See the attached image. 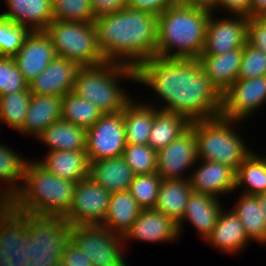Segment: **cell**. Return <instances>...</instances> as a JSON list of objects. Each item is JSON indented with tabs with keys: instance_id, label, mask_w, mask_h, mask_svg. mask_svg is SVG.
Wrapping results in <instances>:
<instances>
[{
	"instance_id": "6da1fadb",
	"label": "cell",
	"mask_w": 266,
	"mask_h": 266,
	"mask_svg": "<svg viewBox=\"0 0 266 266\" xmlns=\"http://www.w3.org/2000/svg\"><path fill=\"white\" fill-rule=\"evenodd\" d=\"M136 84L153 91L164 105H156L157 99L142 101L160 111L180 114L190 122L220 116L222 93L198 59L154 56L136 67Z\"/></svg>"
},
{
	"instance_id": "7a4b0ae2",
	"label": "cell",
	"mask_w": 266,
	"mask_h": 266,
	"mask_svg": "<svg viewBox=\"0 0 266 266\" xmlns=\"http://www.w3.org/2000/svg\"><path fill=\"white\" fill-rule=\"evenodd\" d=\"M105 61L137 67L156 56L158 15L125 7L94 19Z\"/></svg>"
},
{
	"instance_id": "3957f363",
	"label": "cell",
	"mask_w": 266,
	"mask_h": 266,
	"mask_svg": "<svg viewBox=\"0 0 266 266\" xmlns=\"http://www.w3.org/2000/svg\"><path fill=\"white\" fill-rule=\"evenodd\" d=\"M211 13L186 4L166 8L158 15L156 56L198 59L205 47Z\"/></svg>"
},
{
	"instance_id": "277c9868",
	"label": "cell",
	"mask_w": 266,
	"mask_h": 266,
	"mask_svg": "<svg viewBox=\"0 0 266 266\" xmlns=\"http://www.w3.org/2000/svg\"><path fill=\"white\" fill-rule=\"evenodd\" d=\"M75 188L76 182L59 178L36 160H28L11 204L28 215L63 217L71 207Z\"/></svg>"
},
{
	"instance_id": "5b68a950",
	"label": "cell",
	"mask_w": 266,
	"mask_h": 266,
	"mask_svg": "<svg viewBox=\"0 0 266 266\" xmlns=\"http://www.w3.org/2000/svg\"><path fill=\"white\" fill-rule=\"evenodd\" d=\"M123 80L136 84V68L111 61L80 66L72 92L96 105L103 114L118 113L133 99L121 85Z\"/></svg>"
},
{
	"instance_id": "8992f818",
	"label": "cell",
	"mask_w": 266,
	"mask_h": 266,
	"mask_svg": "<svg viewBox=\"0 0 266 266\" xmlns=\"http://www.w3.org/2000/svg\"><path fill=\"white\" fill-rule=\"evenodd\" d=\"M242 122L221 115L191 122L196 134L197 159L226 164L236 171L253 151L238 128Z\"/></svg>"
},
{
	"instance_id": "52a82bcc",
	"label": "cell",
	"mask_w": 266,
	"mask_h": 266,
	"mask_svg": "<svg viewBox=\"0 0 266 266\" xmlns=\"http://www.w3.org/2000/svg\"><path fill=\"white\" fill-rule=\"evenodd\" d=\"M71 241V225L63 217L28 215L25 266H58Z\"/></svg>"
},
{
	"instance_id": "ba28073f",
	"label": "cell",
	"mask_w": 266,
	"mask_h": 266,
	"mask_svg": "<svg viewBox=\"0 0 266 266\" xmlns=\"http://www.w3.org/2000/svg\"><path fill=\"white\" fill-rule=\"evenodd\" d=\"M53 43L57 56L79 66H94L105 62L97 44L94 22L52 20L44 29Z\"/></svg>"
},
{
	"instance_id": "9c48e42d",
	"label": "cell",
	"mask_w": 266,
	"mask_h": 266,
	"mask_svg": "<svg viewBox=\"0 0 266 266\" xmlns=\"http://www.w3.org/2000/svg\"><path fill=\"white\" fill-rule=\"evenodd\" d=\"M71 240L93 266H129L123 237L101 225L71 226ZM125 251V252H124ZM125 257V258H124Z\"/></svg>"
},
{
	"instance_id": "30bf717a",
	"label": "cell",
	"mask_w": 266,
	"mask_h": 266,
	"mask_svg": "<svg viewBox=\"0 0 266 266\" xmlns=\"http://www.w3.org/2000/svg\"><path fill=\"white\" fill-rule=\"evenodd\" d=\"M111 193L89 176L76 183L71 207L63 218L71 226L101 225L104 221Z\"/></svg>"
},
{
	"instance_id": "8fae6325",
	"label": "cell",
	"mask_w": 266,
	"mask_h": 266,
	"mask_svg": "<svg viewBox=\"0 0 266 266\" xmlns=\"http://www.w3.org/2000/svg\"><path fill=\"white\" fill-rule=\"evenodd\" d=\"M126 144L123 111L103 114L86 130V153L89 162L120 157Z\"/></svg>"
},
{
	"instance_id": "7c38bea8",
	"label": "cell",
	"mask_w": 266,
	"mask_h": 266,
	"mask_svg": "<svg viewBox=\"0 0 266 266\" xmlns=\"http://www.w3.org/2000/svg\"><path fill=\"white\" fill-rule=\"evenodd\" d=\"M266 104V76L237 79L222 94L220 115L226 119L247 121ZM255 113V114H254Z\"/></svg>"
},
{
	"instance_id": "4fadbf2b",
	"label": "cell",
	"mask_w": 266,
	"mask_h": 266,
	"mask_svg": "<svg viewBox=\"0 0 266 266\" xmlns=\"http://www.w3.org/2000/svg\"><path fill=\"white\" fill-rule=\"evenodd\" d=\"M196 162V134L189 127L157 152V173L162 179L189 180Z\"/></svg>"
},
{
	"instance_id": "5bb4252c",
	"label": "cell",
	"mask_w": 266,
	"mask_h": 266,
	"mask_svg": "<svg viewBox=\"0 0 266 266\" xmlns=\"http://www.w3.org/2000/svg\"><path fill=\"white\" fill-rule=\"evenodd\" d=\"M216 15L212 12L209 16L205 47L201 55H220L244 48L247 44L248 18L235 15H225L222 18Z\"/></svg>"
},
{
	"instance_id": "9a60e30c",
	"label": "cell",
	"mask_w": 266,
	"mask_h": 266,
	"mask_svg": "<svg viewBox=\"0 0 266 266\" xmlns=\"http://www.w3.org/2000/svg\"><path fill=\"white\" fill-rule=\"evenodd\" d=\"M28 214L10 204L0 212V266H25Z\"/></svg>"
},
{
	"instance_id": "2e32d148",
	"label": "cell",
	"mask_w": 266,
	"mask_h": 266,
	"mask_svg": "<svg viewBox=\"0 0 266 266\" xmlns=\"http://www.w3.org/2000/svg\"><path fill=\"white\" fill-rule=\"evenodd\" d=\"M179 238L177 223L154 208L143 209L123 237L125 248L129 247L133 240L151 244H173L174 241L180 240Z\"/></svg>"
},
{
	"instance_id": "e0dca14e",
	"label": "cell",
	"mask_w": 266,
	"mask_h": 266,
	"mask_svg": "<svg viewBox=\"0 0 266 266\" xmlns=\"http://www.w3.org/2000/svg\"><path fill=\"white\" fill-rule=\"evenodd\" d=\"M235 175L236 171L229 165L197 159L189 180L193 192L222 199L235 193Z\"/></svg>"
},
{
	"instance_id": "ac0fdd59",
	"label": "cell",
	"mask_w": 266,
	"mask_h": 266,
	"mask_svg": "<svg viewBox=\"0 0 266 266\" xmlns=\"http://www.w3.org/2000/svg\"><path fill=\"white\" fill-rule=\"evenodd\" d=\"M56 56L53 43L45 31H31L13 58L29 84Z\"/></svg>"
},
{
	"instance_id": "d6986e66",
	"label": "cell",
	"mask_w": 266,
	"mask_h": 266,
	"mask_svg": "<svg viewBox=\"0 0 266 266\" xmlns=\"http://www.w3.org/2000/svg\"><path fill=\"white\" fill-rule=\"evenodd\" d=\"M79 67L74 61L56 56L46 69L28 84L29 90L33 95L64 96L73 90Z\"/></svg>"
},
{
	"instance_id": "ffe728a7",
	"label": "cell",
	"mask_w": 266,
	"mask_h": 266,
	"mask_svg": "<svg viewBox=\"0 0 266 266\" xmlns=\"http://www.w3.org/2000/svg\"><path fill=\"white\" fill-rule=\"evenodd\" d=\"M224 207L221 199L214 196L192 192L181 220L177 223L179 237L183 233L186 221L197 230L203 241L214 229L220 211Z\"/></svg>"
},
{
	"instance_id": "44dd1931",
	"label": "cell",
	"mask_w": 266,
	"mask_h": 266,
	"mask_svg": "<svg viewBox=\"0 0 266 266\" xmlns=\"http://www.w3.org/2000/svg\"><path fill=\"white\" fill-rule=\"evenodd\" d=\"M222 208L217 218L216 225L204 242L218 251L228 255L240 254L252 241L245 233L244 226L238 216Z\"/></svg>"
},
{
	"instance_id": "7402d4cb",
	"label": "cell",
	"mask_w": 266,
	"mask_h": 266,
	"mask_svg": "<svg viewBox=\"0 0 266 266\" xmlns=\"http://www.w3.org/2000/svg\"><path fill=\"white\" fill-rule=\"evenodd\" d=\"M7 9L0 15L30 31H44L53 20L52 0H1Z\"/></svg>"
},
{
	"instance_id": "603a6c76",
	"label": "cell",
	"mask_w": 266,
	"mask_h": 266,
	"mask_svg": "<svg viewBox=\"0 0 266 266\" xmlns=\"http://www.w3.org/2000/svg\"><path fill=\"white\" fill-rule=\"evenodd\" d=\"M62 99L63 96L32 94L23 127L18 133L36 139L47 127L61 120Z\"/></svg>"
},
{
	"instance_id": "cb8c5ba5",
	"label": "cell",
	"mask_w": 266,
	"mask_h": 266,
	"mask_svg": "<svg viewBox=\"0 0 266 266\" xmlns=\"http://www.w3.org/2000/svg\"><path fill=\"white\" fill-rule=\"evenodd\" d=\"M43 157L36 159V161L48 172L59 178L77 183L89 176L90 162L86 150L47 151Z\"/></svg>"
},
{
	"instance_id": "d4e9b609",
	"label": "cell",
	"mask_w": 266,
	"mask_h": 266,
	"mask_svg": "<svg viewBox=\"0 0 266 266\" xmlns=\"http://www.w3.org/2000/svg\"><path fill=\"white\" fill-rule=\"evenodd\" d=\"M242 54L243 48H238L220 55L199 56L205 74L222 94L238 79Z\"/></svg>"
},
{
	"instance_id": "484cf974",
	"label": "cell",
	"mask_w": 266,
	"mask_h": 266,
	"mask_svg": "<svg viewBox=\"0 0 266 266\" xmlns=\"http://www.w3.org/2000/svg\"><path fill=\"white\" fill-rule=\"evenodd\" d=\"M89 177L114 193L129 190L135 174L120 156L90 162Z\"/></svg>"
},
{
	"instance_id": "4316f807",
	"label": "cell",
	"mask_w": 266,
	"mask_h": 266,
	"mask_svg": "<svg viewBox=\"0 0 266 266\" xmlns=\"http://www.w3.org/2000/svg\"><path fill=\"white\" fill-rule=\"evenodd\" d=\"M142 210L129 190L111 193L107 215L101 226L124 237Z\"/></svg>"
},
{
	"instance_id": "83f0119b",
	"label": "cell",
	"mask_w": 266,
	"mask_h": 266,
	"mask_svg": "<svg viewBox=\"0 0 266 266\" xmlns=\"http://www.w3.org/2000/svg\"><path fill=\"white\" fill-rule=\"evenodd\" d=\"M155 117V106L132 99L123 110L127 144L146 145Z\"/></svg>"
},
{
	"instance_id": "f1b7e54d",
	"label": "cell",
	"mask_w": 266,
	"mask_h": 266,
	"mask_svg": "<svg viewBox=\"0 0 266 266\" xmlns=\"http://www.w3.org/2000/svg\"><path fill=\"white\" fill-rule=\"evenodd\" d=\"M36 139L48 151L86 150V129L63 120L51 124Z\"/></svg>"
},
{
	"instance_id": "f546056e",
	"label": "cell",
	"mask_w": 266,
	"mask_h": 266,
	"mask_svg": "<svg viewBox=\"0 0 266 266\" xmlns=\"http://www.w3.org/2000/svg\"><path fill=\"white\" fill-rule=\"evenodd\" d=\"M192 192L190 180L162 179L154 209L178 223Z\"/></svg>"
},
{
	"instance_id": "4dcf8cb0",
	"label": "cell",
	"mask_w": 266,
	"mask_h": 266,
	"mask_svg": "<svg viewBox=\"0 0 266 266\" xmlns=\"http://www.w3.org/2000/svg\"><path fill=\"white\" fill-rule=\"evenodd\" d=\"M191 122L180 114L160 111L155 106V117L148 145L156 152L165 148L190 127Z\"/></svg>"
},
{
	"instance_id": "1f68e13d",
	"label": "cell",
	"mask_w": 266,
	"mask_h": 266,
	"mask_svg": "<svg viewBox=\"0 0 266 266\" xmlns=\"http://www.w3.org/2000/svg\"><path fill=\"white\" fill-rule=\"evenodd\" d=\"M261 154V155H260ZM244 187V188H243ZM257 195L266 192V155L253 150L238 167L235 175V191Z\"/></svg>"
},
{
	"instance_id": "d6a6232c",
	"label": "cell",
	"mask_w": 266,
	"mask_h": 266,
	"mask_svg": "<svg viewBox=\"0 0 266 266\" xmlns=\"http://www.w3.org/2000/svg\"><path fill=\"white\" fill-rule=\"evenodd\" d=\"M14 149L0 142V189L10 198L20 189L29 160Z\"/></svg>"
},
{
	"instance_id": "836d02e7",
	"label": "cell",
	"mask_w": 266,
	"mask_h": 266,
	"mask_svg": "<svg viewBox=\"0 0 266 266\" xmlns=\"http://www.w3.org/2000/svg\"><path fill=\"white\" fill-rule=\"evenodd\" d=\"M239 194L240 197L237 195V200L230 209L241 220L248 238L258 243L264 235V212L256 195Z\"/></svg>"
},
{
	"instance_id": "e575fe53",
	"label": "cell",
	"mask_w": 266,
	"mask_h": 266,
	"mask_svg": "<svg viewBox=\"0 0 266 266\" xmlns=\"http://www.w3.org/2000/svg\"><path fill=\"white\" fill-rule=\"evenodd\" d=\"M103 115L98 107L74 92L63 96L61 120L84 129L91 128Z\"/></svg>"
},
{
	"instance_id": "d590c367",
	"label": "cell",
	"mask_w": 266,
	"mask_h": 266,
	"mask_svg": "<svg viewBox=\"0 0 266 266\" xmlns=\"http://www.w3.org/2000/svg\"><path fill=\"white\" fill-rule=\"evenodd\" d=\"M31 96L29 87L17 93L0 95V128L4 123L17 132L23 127Z\"/></svg>"
},
{
	"instance_id": "8d00e7d4",
	"label": "cell",
	"mask_w": 266,
	"mask_h": 266,
	"mask_svg": "<svg viewBox=\"0 0 266 266\" xmlns=\"http://www.w3.org/2000/svg\"><path fill=\"white\" fill-rule=\"evenodd\" d=\"M122 158L130 166L135 175L157 172V152L148 144H126Z\"/></svg>"
},
{
	"instance_id": "74e56055",
	"label": "cell",
	"mask_w": 266,
	"mask_h": 266,
	"mask_svg": "<svg viewBox=\"0 0 266 266\" xmlns=\"http://www.w3.org/2000/svg\"><path fill=\"white\" fill-rule=\"evenodd\" d=\"M161 181L162 178L157 172L135 175L130 184L129 191L142 209L155 207Z\"/></svg>"
},
{
	"instance_id": "f35d334b",
	"label": "cell",
	"mask_w": 266,
	"mask_h": 266,
	"mask_svg": "<svg viewBox=\"0 0 266 266\" xmlns=\"http://www.w3.org/2000/svg\"><path fill=\"white\" fill-rule=\"evenodd\" d=\"M53 19L73 22H94L90 0H52Z\"/></svg>"
},
{
	"instance_id": "ab89813d",
	"label": "cell",
	"mask_w": 266,
	"mask_h": 266,
	"mask_svg": "<svg viewBox=\"0 0 266 266\" xmlns=\"http://www.w3.org/2000/svg\"><path fill=\"white\" fill-rule=\"evenodd\" d=\"M31 31L0 15V57H14Z\"/></svg>"
},
{
	"instance_id": "60d3db41",
	"label": "cell",
	"mask_w": 266,
	"mask_h": 266,
	"mask_svg": "<svg viewBox=\"0 0 266 266\" xmlns=\"http://www.w3.org/2000/svg\"><path fill=\"white\" fill-rule=\"evenodd\" d=\"M28 83L24 80L13 57H0V95L24 91Z\"/></svg>"
},
{
	"instance_id": "b9f144b4",
	"label": "cell",
	"mask_w": 266,
	"mask_h": 266,
	"mask_svg": "<svg viewBox=\"0 0 266 266\" xmlns=\"http://www.w3.org/2000/svg\"><path fill=\"white\" fill-rule=\"evenodd\" d=\"M266 76V54L250 44L243 48L238 79H252Z\"/></svg>"
},
{
	"instance_id": "7bdbcfd3",
	"label": "cell",
	"mask_w": 266,
	"mask_h": 266,
	"mask_svg": "<svg viewBox=\"0 0 266 266\" xmlns=\"http://www.w3.org/2000/svg\"><path fill=\"white\" fill-rule=\"evenodd\" d=\"M247 43L266 54V17L248 18Z\"/></svg>"
},
{
	"instance_id": "ee69618b",
	"label": "cell",
	"mask_w": 266,
	"mask_h": 266,
	"mask_svg": "<svg viewBox=\"0 0 266 266\" xmlns=\"http://www.w3.org/2000/svg\"><path fill=\"white\" fill-rule=\"evenodd\" d=\"M219 9L221 12L223 10L224 15L229 14L251 18V0H218L217 8L214 12H219Z\"/></svg>"
},
{
	"instance_id": "f6af8a7d",
	"label": "cell",
	"mask_w": 266,
	"mask_h": 266,
	"mask_svg": "<svg viewBox=\"0 0 266 266\" xmlns=\"http://www.w3.org/2000/svg\"><path fill=\"white\" fill-rule=\"evenodd\" d=\"M62 266H93L83 252L72 240L66 247V251L61 256Z\"/></svg>"
},
{
	"instance_id": "bcb514c9",
	"label": "cell",
	"mask_w": 266,
	"mask_h": 266,
	"mask_svg": "<svg viewBox=\"0 0 266 266\" xmlns=\"http://www.w3.org/2000/svg\"><path fill=\"white\" fill-rule=\"evenodd\" d=\"M170 5L172 4L169 0H127V7L156 15H160Z\"/></svg>"
},
{
	"instance_id": "7dc6e473",
	"label": "cell",
	"mask_w": 266,
	"mask_h": 266,
	"mask_svg": "<svg viewBox=\"0 0 266 266\" xmlns=\"http://www.w3.org/2000/svg\"><path fill=\"white\" fill-rule=\"evenodd\" d=\"M95 17L115 13L127 7V0H90Z\"/></svg>"
},
{
	"instance_id": "c3c4849f",
	"label": "cell",
	"mask_w": 266,
	"mask_h": 266,
	"mask_svg": "<svg viewBox=\"0 0 266 266\" xmlns=\"http://www.w3.org/2000/svg\"><path fill=\"white\" fill-rule=\"evenodd\" d=\"M266 17V0H251V18Z\"/></svg>"
},
{
	"instance_id": "681fc988",
	"label": "cell",
	"mask_w": 266,
	"mask_h": 266,
	"mask_svg": "<svg viewBox=\"0 0 266 266\" xmlns=\"http://www.w3.org/2000/svg\"><path fill=\"white\" fill-rule=\"evenodd\" d=\"M217 2L218 0H188V5L214 12L217 8Z\"/></svg>"
},
{
	"instance_id": "f907efd6",
	"label": "cell",
	"mask_w": 266,
	"mask_h": 266,
	"mask_svg": "<svg viewBox=\"0 0 266 266\" xmlns=\"http://www.w3.org/2000/svg\"><path fill=\"white\" fill-rule=\"evenodd\" d=\"M256 196H257V199L260 203V206L264 212V217H265L264 235H263L262 239L258 242L264 246V245H266V192L257 194Z\"/></svg>"
},
{
	"instance_id": "816d5d0a",
	"label": "cell",
	"mask_w": 266,
	"mask_h": 266,
	"mask_svg": "<svg viewBox=\"0 0 266 266\" xmlns=\"http://www.w3.org/2000/svg\"><path fill=\"white\" fill-rule=\"evenodd\" d=\"M11 204V198L0 189V212L5 210Z\"/></svg>"
},
{
	"instance_id": "f5cc1de1",
	"label": "cell",
	"mask_w": 266,
	"mask_h": 266,
	"mask_svg": "<svg viewBox=\"0 0 266 266\" xmlns=\"http://www.w3.org/2000/svg\"><path fill=\"white\" fill-rule=\"evenodd\" d=\"M172 5L186 4L188 5V0H169Z\"/></svg>"
}]
</instances>
